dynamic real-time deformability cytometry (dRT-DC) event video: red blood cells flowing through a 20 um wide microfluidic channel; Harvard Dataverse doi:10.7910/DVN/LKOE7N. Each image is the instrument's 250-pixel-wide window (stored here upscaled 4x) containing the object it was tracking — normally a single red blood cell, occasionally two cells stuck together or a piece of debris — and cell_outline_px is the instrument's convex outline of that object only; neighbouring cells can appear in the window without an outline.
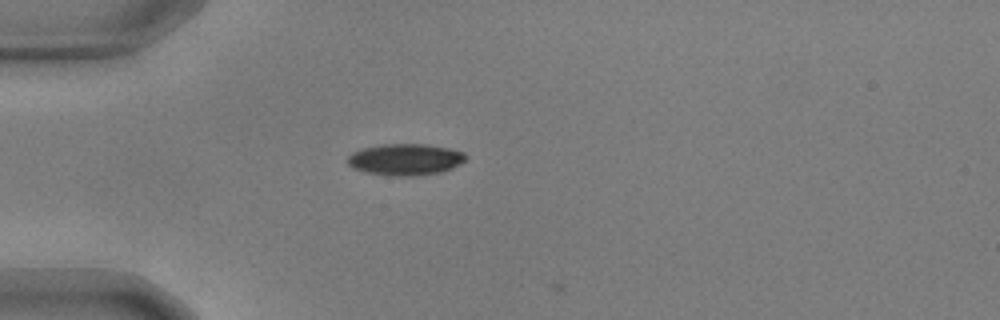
{"species": "common noctule bat (a hibernating species)", "species_latin": "Nyctalus noctula", "temperature_condition": "warm", "stored_images_in_passage": 2, "camera_frame_rate_fps": 3000, "um_per_image_px": 0.085, "animal": {"sex": "male", "body_mass_g": 17.9, "forearm_length_mm": 54.2}, "frame": {"image": 1, "passage_image": 1, "time_ms": 0.0, "image_size_px": [1000, 320], "cell_outline_px": [[468, 156], [460, 164], [452, 168], [440, 172], [412, 176], [396, 176], [364, 172], [352, 168], [348, 164], [348, 156], [352, 152], [364, 148], [384, 144], [428, 144], [448, 148], [464, 152]], "centroid_in_image_um": [34.46, 13.55], "position_along_channel_um": 50.5, "area_um2": 21.68}}